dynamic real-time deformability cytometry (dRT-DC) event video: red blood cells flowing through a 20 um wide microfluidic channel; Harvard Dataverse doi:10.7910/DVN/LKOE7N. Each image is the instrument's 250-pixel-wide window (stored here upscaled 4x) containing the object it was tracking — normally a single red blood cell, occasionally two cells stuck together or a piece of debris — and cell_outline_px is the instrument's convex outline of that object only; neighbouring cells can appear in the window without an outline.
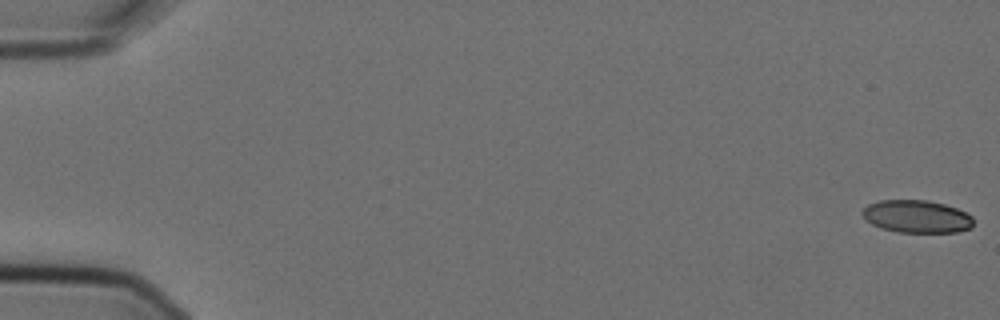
{"species": "Egyptian fruit bat (a non-hibernating species)", "species_latin": "Rousettus aegyptiacus", "temperature_condition": "cold", "stored_images_in_passage": 7, "camera_frame_rate_fps": 3000, "um_per_image_px": 0.085, "animal": {"sex": "female"}, "frame": {"image": 1, "passage_image": 1, "time_ms": 0.0, "image_size_px": [1000, 320], "cell_outline_px": [[972, 228], [960, 232], [900, 232], [880, 228], [872, 224], [860, 212], [868, 204], [880, 200], [928, 200], [944, 204], [956, 208], [972, 216]], "centroid_in_image_um": [77.92, 18.4], "position_along_channel_um": 7.1, "area_um2": 21.1}}